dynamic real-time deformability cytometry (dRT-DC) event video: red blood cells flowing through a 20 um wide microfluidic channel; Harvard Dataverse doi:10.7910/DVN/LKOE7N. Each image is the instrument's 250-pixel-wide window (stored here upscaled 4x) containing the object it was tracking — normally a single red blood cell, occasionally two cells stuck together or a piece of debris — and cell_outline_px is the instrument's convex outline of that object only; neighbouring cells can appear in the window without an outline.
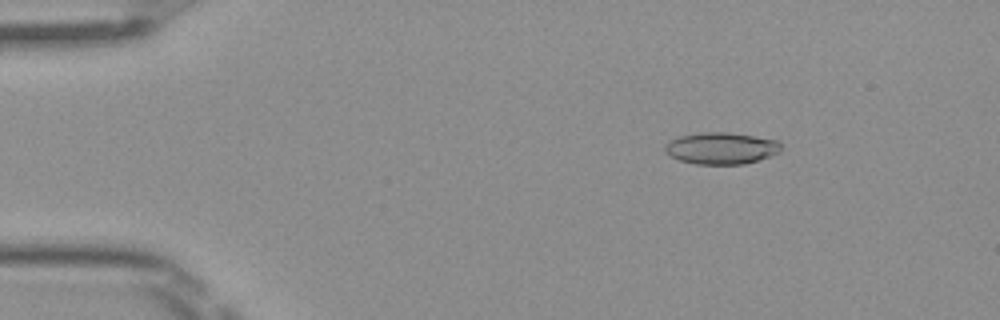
{"species": "Egyptian fruit bat (a non-hibernating species)", "species_latin": "Rousettus aegyptiacus", "temperature_condition": "room temperature", "stored_images_in_passage": 51, "camera_frame_rate_fps": 3000, "um_per_image_px": 0.085, "frame": {"image": 1, "passage_image": 8, "time_ms": 2.333, "image_size_px": [1000, 320], "cell_outline_px": [[780, 152], [744, 164], [696, 164], [680, 160], [664, 152], [664, 144], [668, 140], [680, 136], [700, 132], [728, 132], [776, 140], [780, 144]], "centroid_in_image_um": [61.24, 12.59], "position_along_channel_um": 23.8, "area_um2": 21.33}}
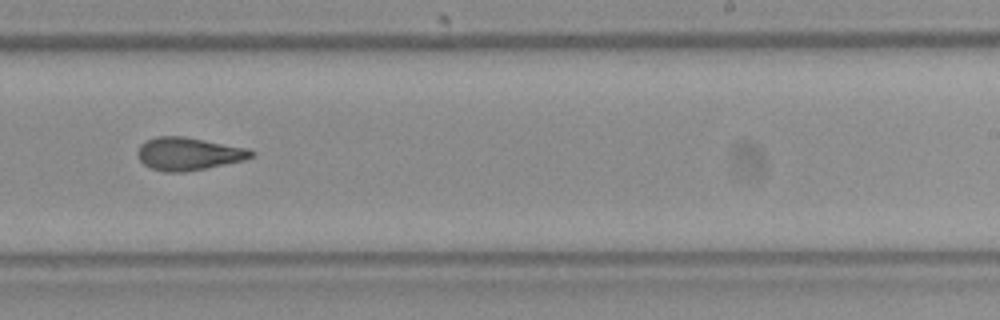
{"frame": {"image": 2, "passage_image": 32, "time_ms": 10.333, "image_size_px": [1000, 320], "cell_outline_px": [[256, 156], [244, 160], [184, 172], [164, 172], [152, 168], [144, 164], [136, 156], [136, 152], [140, 144], [144, 140], [156, 136], [184, 136], [248, 148], [256, 152]], "centroid_in_image_um": [16.01, 13.06], "position_along_channel_um": 273.0, "area_um2": 21.91}}
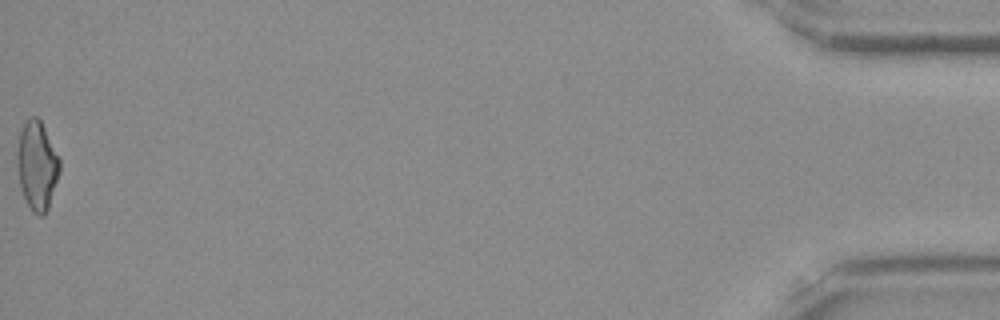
{"frame": {"image": 3, "passage_image": 51, "time_ms": 16.667, "image_size_px": [1000, 320], "cell_outline_px": [[60, 172], [48, 208], [44, 216], [40, 216], [32, 212], [20, 188], [16, 164], [16, 148], [20, 132], [24, 124], [32, 116], [36, 116], [40, 120], [60, 160]], "centroid_in_image_um": [3.13, 14.1], "position_along_channel_um": 432.1, "area_um2": 21.96}, "authors_computed_cell_mechanics": {"area_um2": 21.386, "velocity_mm_per_s": 4.0656, "shape_relaxation_time_tau1_ms": 8.7124, "shape_relaxation_time_tau2_ms": 2.6877, "deformation_change_tau1": 0.2445, "deformation_change_tau2": 0.11}}